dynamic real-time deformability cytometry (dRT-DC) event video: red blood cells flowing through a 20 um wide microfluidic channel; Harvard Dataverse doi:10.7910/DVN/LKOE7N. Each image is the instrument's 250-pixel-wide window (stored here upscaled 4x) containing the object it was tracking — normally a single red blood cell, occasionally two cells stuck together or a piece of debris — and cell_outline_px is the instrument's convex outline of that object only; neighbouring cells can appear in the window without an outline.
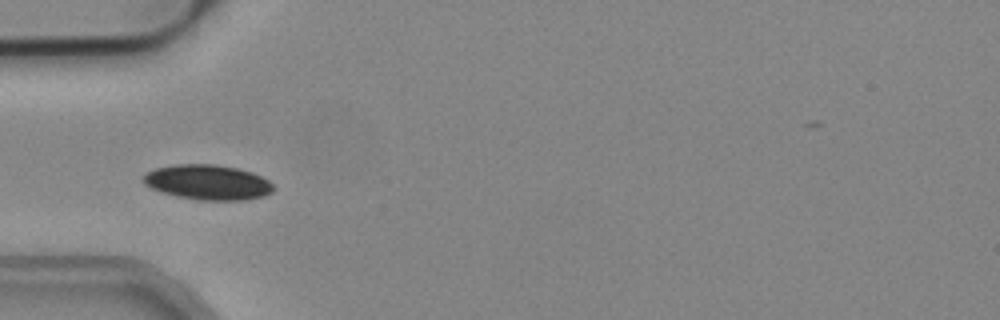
{"species": "common noctule bat (a hibernating species)", "species_latin": "Nyctalus noctula", "temperature_condition": "cold", "stored_images_in_passage": 9, "camera_frame_rate_fps": 3000, "um_per_image_px": 0.085, "animal": {"sex": "male", "body_mass_g": 19.2, "forearm_length_mm": 51.8}, "frame": {"image": 1, "passage_image": 2, "time_ms": 0.333, "image_size_px": [1000, 320], "cell_outline_px": [[276, 188], [272, 192], [264, 196], [240, 200], [200, 200], [180, 196], [164, 192], [152, 188], [144, 184], [144, 176], [148, 172], [156, 168], [176, 164], [216, 164], [236, 168], [252, 172], [268, 180]], "centroid_in_image_um": [17.7, 15.48], "position_along_channel_um": 67.3, "area_um2": 26.24}}